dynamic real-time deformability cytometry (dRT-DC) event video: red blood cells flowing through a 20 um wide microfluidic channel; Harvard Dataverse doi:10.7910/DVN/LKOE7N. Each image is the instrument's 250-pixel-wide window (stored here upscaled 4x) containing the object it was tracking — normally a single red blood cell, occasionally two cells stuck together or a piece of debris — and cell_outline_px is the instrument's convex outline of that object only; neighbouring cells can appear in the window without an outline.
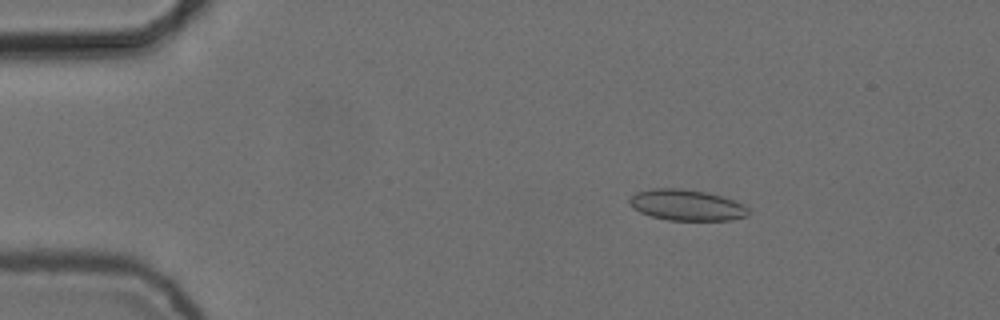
{"species": "common noctule bat (a hibernating species)", "species_latin": "Nyctalus noctula", "temperature_condition": "cold", "stored_images_in_passage": 55, "camera_frame_rate_fps": 3000, "um_per_image_px": 0.085, "animal": {"sex": "female", "body_mass_g": 24.6, "forearm_length_mm": 56.2}, "frame": {"image": 1, "passage_image": 9, "time_ms": 2.667, "image_size_px": [1000, 320], "cell_outline_px": [[748, 216], [732, 220], [668, 220], [652, 216], [640, 212], [632, 208], [628, 200], [636, 192], [652, 188], [680, 188], [708, 192], [732, 200], [748, 208]], "centroid_in_image_um": [58.33, 17.43], "position_along_channel_um": 26.7, "area_um2": 21.39}}
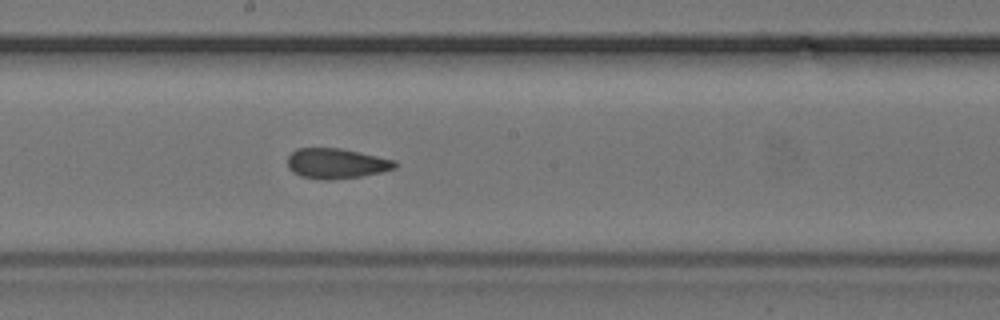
{"frame": {"image": 2, "passage_image": 30, "time_ms": 9.667, "image_size_px": [1000, 320], "cell_outline_px": [[396, 168], [380, 172], [360, 176], [332, 180], [320, 180], [300, 176], [292, 172], [288, 168], [288, 156], [296, 148], [340, 148], [396, 160]], "centroid_in_image_um": [28.55, 13.9], "position_along_channel_um": 219.6, "area_um2": 18.96}}
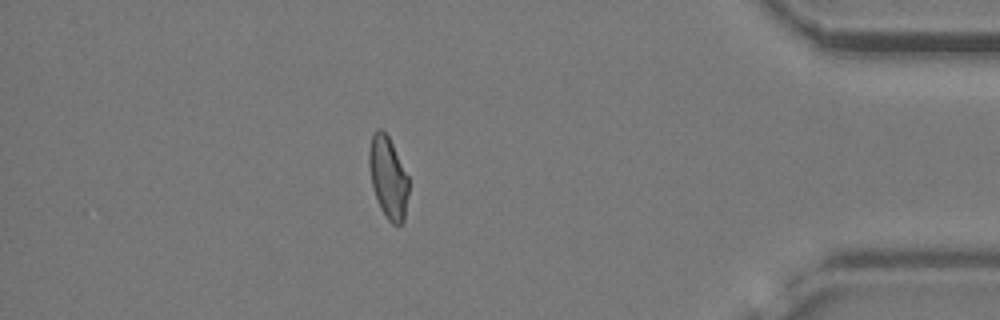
{"frame": {"image": 3, "passage_image": 48, "time_ms": 15.667, "image_size_px": [1000, 320], "cell_outline_px": [[408, 192], [404, 220], [400, 224], [392, 224], [388, 220], [380, 208], [372, 184], [368, 164], [368, 152], [372, 136], [376, 128], [380, 128], [388, 136], [408, 176]], "centroid_in_image_um": [32.98, 15.08], "position_along_channel_um": 402.2, "area_um2": 18.61}, "authors_computed_cell_mechanics": {"area_um2": 19.5942, "velocity_mm_per_s": 3.7361, "shape_relaxation_time_tau1_ms": null, "shape_relaxation_time_tau2_ms": 2.4487, "deformation_change_tau1": null, "deformation_change_tau2": 0.0787}}